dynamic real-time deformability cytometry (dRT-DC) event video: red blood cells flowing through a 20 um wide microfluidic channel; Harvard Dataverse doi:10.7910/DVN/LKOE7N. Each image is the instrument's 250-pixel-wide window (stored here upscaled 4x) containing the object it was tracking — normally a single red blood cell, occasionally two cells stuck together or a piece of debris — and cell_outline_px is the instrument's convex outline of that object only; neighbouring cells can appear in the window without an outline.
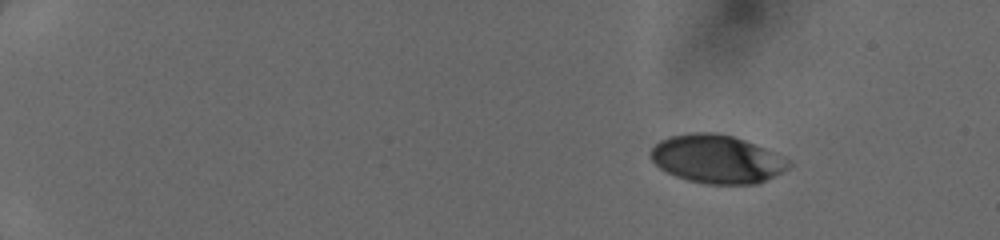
{"species": "human", "species_latin": "Homo sapiens", "temperature_condition": "cold", "stored_images_in_passage": 44, "camera_frame_rate_fps": 3000, "um_per_image_px": 0.085, "donor": {"sex": "female"}, "frame": {"image": 1, "passage_image": 1, "time_ms": 0.0, "image_size_px": [1000, 240], "cell_outline_px": [[792, 164], [788, 168], [756, 184], [708, 184], [688, 180], [676, 176], [660, 168], [652, 160], [648, 152], [660, 140], [668, 136], [692, 132], [716, 132], [732, 136], [744, 140], [764, 148], [792, 160]], "centroid_in_image_um": [60.91, 13.51], "position_along_channel_um": 24.1, "area_um2": 38.73}}
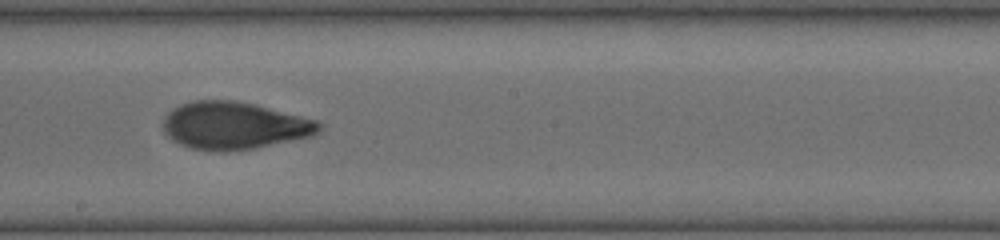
{"frame": {"image": 2, "passage_image": 25, "time_ms": 8.0, "image_size_px": [1000, 240], "cell_outline_px": [[324, 124], [320, 132], [312, 136], [252, 148], [224, 152], [216, 152], [188, 148], [172, 140], [164, 132], [164, 116], [172, 108], [180, 104], [196, 100], [232, 100], [256, 104], [316, 120]], "centroid_in_image_um": [19.89, 10.67], "position_along_channel_um": 228.3, "area_um2": 43.29}}
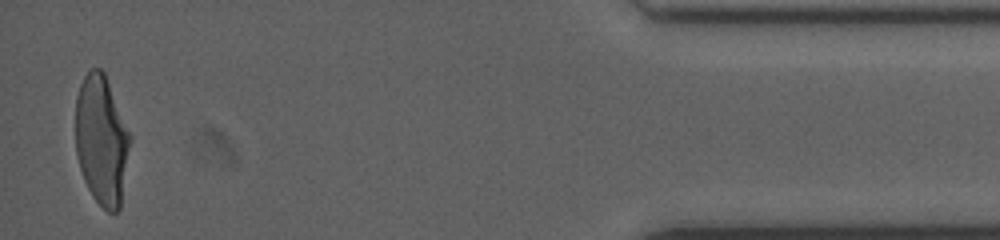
{"frame": {"image": 3, "passage_image": 43, "time_ms": 14.0, "image_size_px": [1000, 240], "cell_outline_px": [[128, 148], [120, 208], [116, 212], [108, 212], [92, 196], [84, 180], [80, 168], [76, 152], [76, 96], [80, 84], [84, 76], [92, 68], [100, 68], [104, 72], [128, 132]], "centroid_in_image_um": [8.58, 11.91], "position_along_channel_um": 426.6, "area_um2": 40.0}}